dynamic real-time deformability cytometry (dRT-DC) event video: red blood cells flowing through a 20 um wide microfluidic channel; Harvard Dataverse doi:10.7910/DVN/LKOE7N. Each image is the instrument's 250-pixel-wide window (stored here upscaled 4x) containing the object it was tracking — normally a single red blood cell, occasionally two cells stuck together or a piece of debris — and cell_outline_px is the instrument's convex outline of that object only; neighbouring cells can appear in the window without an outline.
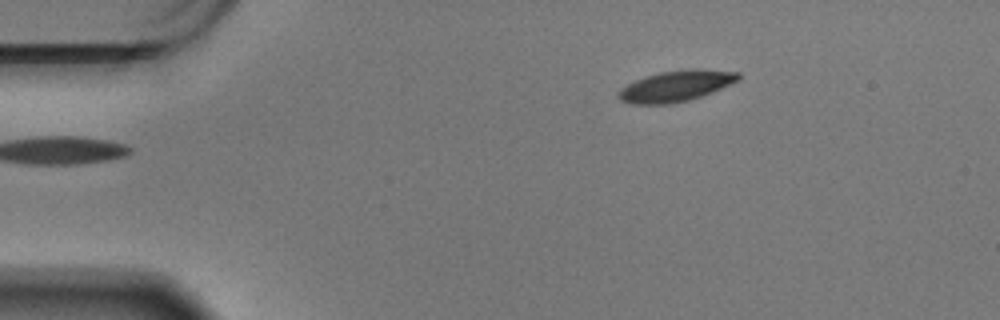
{"species": "Egyptian fruit bat (a non-hibernating species)", "species_latin": "Rousettus aegyptiacus", "temperature_condition": "warm", "stored_images_in_passage": 50, "camera_frame_rate_fps": 3000, "um_per_image_px": 0.085, "animal": {"sex": "male"}, "frame": {"image": 1, "passage_image": 1, "time_ms": 0.0, "image_size_px": [1000, 320], "cell_outline_px": [[740, 80], [712, 92], [688, 100], [672, 104], [628, 104], [620, 100], [616, 96], [616, 92], [620, 88], [636, 80], [660, 72], [692, 68], [696, 68], [740, 72]], "centroid_in_image_um": [57.44, 7.31], "position_along_channel_um": 27.6, "area_um2": 21.73}}
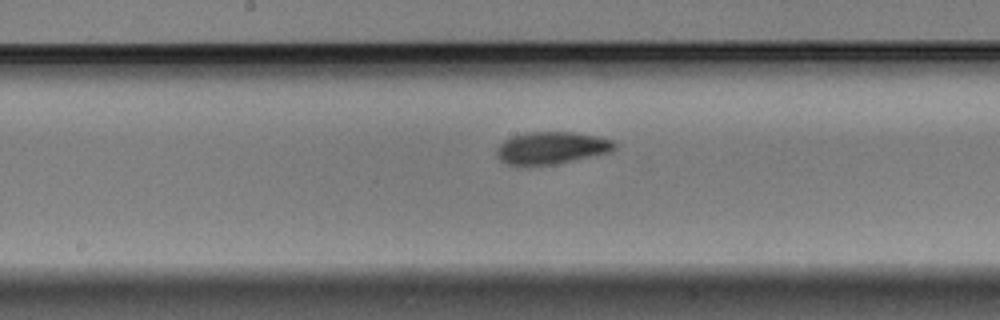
{"frame": {"image": 2, "passage_image": 22, "time_ms": 7.0, "image_size_px": [1000, 320], "cell_outline_px": [[616, 148], [612, 152], [552, 164], [508, 164], [500, 160], [496, 156], [496, 148], [504, 140], [512, 136], [528, 132], [572, 132], [600, 136], [612, 140], [616, 144]], "centroid_in_image_um": [46.9, 12.55], "position_along_channel_um": 201.3, "area_um2": 21.96}}
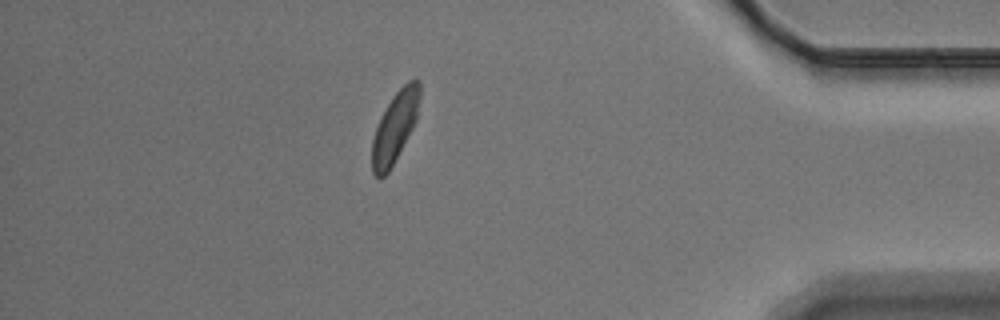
{"frame": {"image": 3, "passage_image": 43, "time_ms": 14.0, "image_size_px": [1000, 320], "cell_outline_px": [[420, 96], [416, 120], [412, 128], [388, 172], [380, 180], [372, 172], [372, 140], [376, 128], [392, 96], [408, 80], [420, 80]], "centroid_in_image_um": [33.57, 10.8], "position_along_channel_um": 401.6, "area_um2": 19.13}, "authors_computed_cell_mechanics": {"area_um2": 21.5594, "velocity_mm_per_s": 3.4058, "shape_relaxation_time_tau1_ms": 2.5457, "shape_relaxation_time_tau2_ms": 5.7429, "deformation_change_tau1": 0.1167, "deformation_change_tau2": 0.0672}}